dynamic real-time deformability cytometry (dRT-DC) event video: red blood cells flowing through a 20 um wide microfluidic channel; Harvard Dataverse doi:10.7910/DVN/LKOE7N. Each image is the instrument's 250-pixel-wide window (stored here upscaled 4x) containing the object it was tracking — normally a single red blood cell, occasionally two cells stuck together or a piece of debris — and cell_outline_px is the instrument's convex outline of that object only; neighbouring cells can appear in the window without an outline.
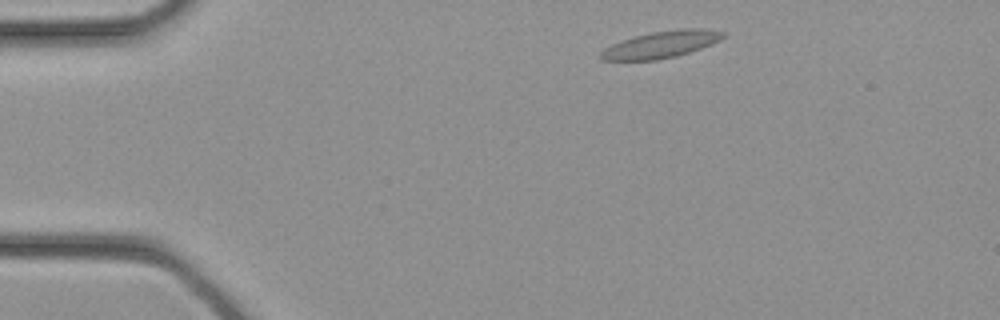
{"species": "common noctule bat (a hibernating species)", "species_latin": "Nyctalus noctula", "temperature_condition": "cold", "stored_images_in_passage": 30, "camera_frame_rate_fps": 3000, "um_per_image_px": 0.085, "animal": {"sex": "female", "body_mass_g": 21.9}, "frame": {"image": 1, "passage_image": 2, "time_ms": 0.333, "image_size_px": [1000, 320], "cell_outline_px": [[728, 36], [712, 44], [676, 56], [656, 60], [600, 60], [600, 52], [604, 48], [612, 44], [636, 36], [652, 32], [680, 28], [700, 28], [728, 32]], "centroid_in_image_um": [56.25, 3.77], "position_along_channel_um": 28.7, "area_um2": 19.13}}
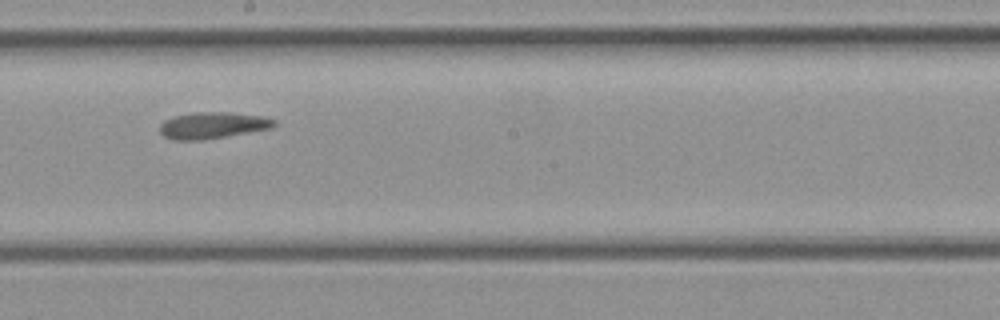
{"frame": {"image": 2, "passage_image": 15, "time_ms": 4.667, "image_size_px": [1000, 320], "cell_outline_px": [[276, 124], [272, 128], [228, 136], [204, 140], [176, 140], [164, 136], [160, 132], [160, 124], [164, 120], [176, 116], [192, 112], [232, 112], [264, 116], [276, 120]], "centroid_in_image_um": [18.1, 10.65], "position_along_channel_um": 230.1, "area_um2": 17.8}}
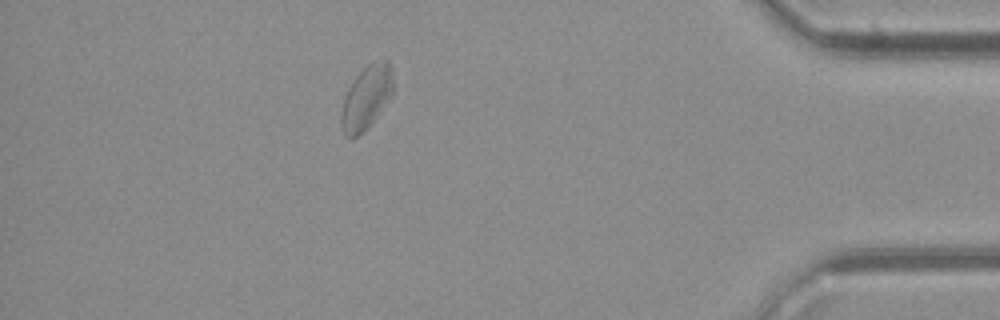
{"frame": {"image": 3, "passage_image": 26, "time_ms": 8.333, "image_size_px": [1000, 320], "cell_outline_px": [[392, 92], [376, 116], [352, 140], [344, 136], [340, 124], [340, 112], [344, 96], [348, 88], [356, 76], [368, 64], [384, 60], [388, 60], [392, 68]], "centroid_in_image_um": [31.08, 8.29], "position_along_channel_um": 404.1, "area_um2": 18.73}}